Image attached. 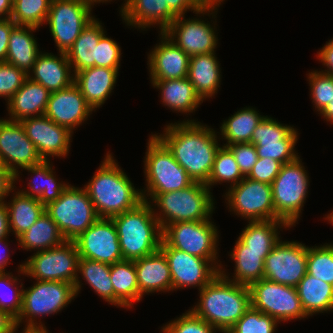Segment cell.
Here are the masks:
<instances>
[{
	"instance_id": "1",
	"label": "cell",
	"mask_w": 333,
	"mask_h": 333,
	"mask_svg": "<svg viewBox=\"0 0 333 333\" xmlns=\"http://www.w3.org/2000/svg\"><path fill=\"white\" fill-rule=\"evenodd\" d=\"M194 119L169 123L163 134H155L172 152L194 182L206 183L221 147L214 128ZM159 134V135H158ZM219 139V140H218Z\"/></svg>"
},
{
	"instance_id": "2",
	"label": "cell",
	"mask_w": 333,
	"mask_h": 333,
	"mask_svg": "<svg viewBox=\"0 0 333 333\" xmlns=\"http://www.w3.org/2000/svg\"><path fill=\"white\" fill-rule=\"evenodd\" d=\"M101 162L92 179L84 185L99 218L111 219L143 202L141 189H135L110 151Z\"/></svg>"
},
{
	"instance_id": "3",
	"label": "cell",
	"mask_w": 333,
	"mask_h": 333,
	"mask_svg": "<svg viewBox=\"0 0 333 333\" xmlns=\"http://www.w3.org/2000/svg\"><path fill=\"white\" fill-rule=\"evenodd\" d=\"M190 310L218 331H229L251 306L249 286L226 279L221 273L199 291Z\"/></svg>"
},
{
	"instance_id": "4",
	"label": "cell",
	"mask_w": 333,
	"mask_h": 333,
	"mask_svg": "<svg viewBox=\"0 0 333 333\" xmlns=\"http://www.w3.org/2000/svg\"><path fill=\"white\" fill-rule=\"evenodd\" d=\"M210 191L205 183L194 182L182 190L142 193V197L143 201L151 203L154 215L163 229L172 223L211 219L215 201Z\"/></svg>"
},
{
	"instance_id": "5",
	"label": "cell",
	"mask_w": 333,
	"mask_h": 333,
	"mask_svg": "<svg viewBox=\"0 0 333 333\" xmlns=\"http://www.w3.org/2000/svg\"><path fill=\"white\" fill-rule=\"evenodd\" d=\"M111 219L117 230L123 260L135 261L160 249L162 229L151 203L143 201L136 208Z\"/></svg>"
},
{
	"instance_id": "6",
	"label": "cell",
	"mask_w": 333,
	"mask_h": 333,
	"mask_svg": "<svg viewBox=\"0 0 333 333\" xmlns=\"http://www.w3.org/2000/svg\"><path fill=\"white\" fill-rule=\"evenodd\" d=\"M76 296L74 284L68 282L36 280L28 289L23 287L22 308L15 319L17 328L24 323L23 329H47L37 318L61 312Z\"/></svg>"
},
{
	"instance_id": "7",
	"label": "cell",
	"mask_w": 333,
	"mask_h": 333,
	"mask_svg": "<svg viewBox=\"0 0 333 333\" xmlns=\"http://www.w3.org/2000/svg\"><path fill=\"white\" fill-rule=\"evenodd\" d=\"M147 145L143 161L146 187L141 189V193H168L185 189L194 183L155 134L150 135Z\"/></svg>"
},
{
	"instance_id": "8",
	"label": "cell",
	"mask_w": 333,
	"mask_h": 333,
	"mask_svg": "<svg viewBox=\"0 0 333 333\" xmlns=\"http://www.w3.org/2000/svg\"><path fill=\"white\" fill-rule=\"evenodd\" d=\"M80 256L73 241H64L51 249L36 251L22 263L24 275L38 281H60L74 284L79 295L82 284L78 274Z\"/></svg>"
},
{
	"instance_id": "9",
	"label": "cell",
	"mask_w": 333,
	"mask_h": 333,
	"mask_svg": "<svg viewBox=\"0 0 333 333\" xmlns=\"http://www.w3.org/2000/svg\"><path fill=\"white\" fill-rule=\"evenodd\" d=\"M300 156L281 166L271 184L275 214L290 227L296 226L306 203L309 176Z\"/></svg>"
},
{
	"instance_id": "10",
	"label": "cell",
	"mask_w": 333,
	"mask_h": 333,
	"mask_svg": "<svg viewBox=\"0 0 333 333\" xmlns=\"http://www.w3.org/2000/svg\"><path fill=\"white\" fill-rule=\"evenodd\" d=\"M212 219L169 224L162 229L160 246H171L188 254L210 260L219 270V231ZM220 262V263H218Z\"/></svg>"
},
{
	"instance_id": "11",
	"label": "cell",
	"mask_w": 333,
	"mask_h": 333,
	"mask_svg": "<svg viewBox=\"0 0 333 333\" xmlns=\"http://www.w3.org/2000/svg\"><path fill=\"white\" fill-rule=\"evenodd\" d=\"M45 212L67 241L75 240L99 219L85 188L71 184L56 201L45 206Z\"/></svg>"
},
{
	"instance_id": "12",
	"label": "cell",
	"mask_w": 333,
	"mask_h": 333,
	"mask_svg": "<svg viewBox=\"0 0 333 333\" xmlns=\"http://www.w3.org/2000/svg\"><path fill=\"white\" fill-rule=\"evenodd\" d=\"M90 0H52L45 23L58 52L66 53L82 30L95 18Z\"/></svg>"
},
{
	"instance_id": "13",
	"label": "cell",
	"mask_w": 333,
	"mask_h": 333,
	"mask_svg": "<svg viewBox=\"0 0 333 333\" xmlns=\"http://www.w3.org/2000/svg\"><path fill=\"white\" fill-rule=\"evenodd\" d=\"M228 188L224 198L232 214L248 222L281 220L275 214L271 185L244 177Z\"/></svg>"
},
{
	"instance_id": "14",
	"label": "cell",
	"mask_w": 333,
	"mask_h": 333,
	"mask_svg": "<svg viewBox=\"0 0 333 333\" xmlns=\"http://www.w3.org/2000/svg\"><path fill=\"white\" fill-rule=\"evenodd\" d=\"M250 289L251 306L281 321L304 319L305 314L295 287L286 286L266 279L252 283Z\"/></svg>"
},
{
	"instance_id": "15",
	"label": "cell",
	"mask_w": 333,
	"mask_h": 333,
	"mask_svg": "<svg viewBox=\"0 0 333 333\" xmlns=\"http://www.w3.org/2000/svg\"><path fill=\"white\" fill-rule=\"evenodd\" d=\"M307 253L302 242L281 239L264 260L263 278L296 288L307 273Z\"/></svg>"
},
{
	"instance_id": "16",
	"label": "cell",
	"mask_w": 333,
	"mask_h": 333,
	"mask_svg": "<svg viewBox=\"0 0 333 333\" xmlns=\"http://www.w3.org/2000/svg\"><path fill=\"white\" fill-rule=\"evenodd\" d=\"M293 127L264 116L251 137L258 158H270L282 165L296 160L299 157L295 149L299 133Z\"/></svg>"
},
{
	"instance_id": "17",
	"label": "cell",
	"mask_w": 333,
	"mask_h": 333,
	"mask_svg": "<svg viewBox=\"0 0 333 333\" xmlns=\"http://www.w3.org/2000/svg\"><path fill=\"white\" fill-rule=\"evenodd\" d=\"M0 160L15 175V181L20 179L19 169L35 166L43 161L19 121L0 119Z\"/></svg>"
},
{
	"instance_id": "18",
	"label": "cell",
	"mask_w": 333,
	"mask_h": 333,
	"mask_svg": "<svg viewBox=\"0 0 333 333\" xmlns=\"http://www.w3.org/2000/svg\"><path fill=\"white\" fill-rule=\"evenodd\" d=\"M167 258L172 279V291L198 287L200 291L220 270L208 259L188 254L171 246H160Z\"/></svg>"
},
{
	"instance_id": "19",
	"label": "cell",
	"mask_w": 333,
	"mask_h": 333,
	"mask_svg": "<svg viewBox=\"0 0 333 333\" xmlns=\"http://www.w3.org/2000/svg\"><path fill=\"white\" fill-rule=\"evenodd\" d=\"M73 242L80 258L109 265L123 260L117 230L112 219L99 218Z\"/></svg>"
},
{
	"instance_id": "20",
	"label": "cell",
	"mask_w": 333,
	"mask_h": 333,
	"mask_svg": "<svg viewBox=\"0 0 333 333\" xmlns=\"http://www.w3.org/2000/svg\"><path fill=\"white\" fill-rule=\"evenodd\" d=\"M185 18V15L178 16L163 33L189 56L216 52V22Z\"/></svg>"
},
{
	"instance_id": "21",
	"label": "cell",
	"mask_w": 333,
	"mask_h": 333,
	"mask_svg": "<svg viewBox=\"0 0 333 333\" xmlns=\"http://www.w3.org/2000/svg\"><path fill=\"white\" fill-rule=\"evenodd\" d=\"M20 123L42 160L48 161L56 156L65 158L68 155L73 135L68 128L56 124L45 115L26 118Z\"/></svg>"
},
{
	"instance_id": "22",
	"label": "cell",
	"mask_w": 333,
	"mask_h": 333,
	"mask_svg": "<svg viewBox=\"0 0 333 333\" xmlns=\"http://www.w3.org/2000/svg\"><path fill=\"white\" fill-rule=\"evenodd\" d=\"M93 111L78 86L73 83L65 89L50 93L44 115L74 133L73 130L87 121Z\"/></svg>"
},
{
	"instance_id": "23",
	"label": "cell",
	"mask_w": 333,
	"mask_h": 333,
	"mask_svg": "<svg viewBox=\"0 0 333 333\" xmlns=\"http://www.w3.org/2000/svg\"><path fill=\"white\" fill-rule=\"evenodd\" d=\"M161 36V37H160ZM160 41L148 53L150 80L186 78L190 56L172 42L163 32Z\"/></svg>"
},
{
	"instance_id": "24",
	"label": "cell",
	"mask_w": 333,
	"mask_h": 333,
	"mask_svg": "<svg viewBox=\"0 0 333 333\" xmlns=\"http://www.w3.org/2000/svg\"><path fill=\"white\" fill-rule=\"evenodd\" d=\"M120 15L125 25L141 30L159 26L160 33L178 17L166 0H124Z\"/></svg>"
},
{
	"instance_id": "25",
	"label": "cell",
	"mask_w": 333,
	"mask_h": 333,
	"mask_svg": "<svg viewBox=\"0 0 333 333\" xmlns=\"http://www.w3.org/2000/svg\"><path fill=\"white\" fill-rule=\"evenodd\" d=\"M55 55L42 51L28 73V78L40 83L50 92L65 89L74 83L75 74L66 53ZM72 73V74H71Z\"/></svg>"
},
{
	"instance_id": "26",
	"label": "cell",
	"mask_w": 333,
	"mask_h": 333,
	"mask_svg": "<svg viewBox=\"0 0 333 333\" xmlns=\"http://www.w3.org/2000/svg\"><path fill=\"white\" fill-rule=\"evenodd\" d=\"M139 286V301L145 294L172 291L169 264L159 249L153 254L134 261Z\"/></svg>"
},
{
	"instance_id": "27",
	"label": "cell",
	"mask_w": 333,
	"mask_h": 333,
	"mask_svg": "<svg viewBox=\"0 0 333 333\" xmlns=\"http://www.w3.org/2000/svg\"><path fill=\"white\" fill-rule=\"evenodd\" d=\"M119 71L106 67H91L75 73L74 83L87 103L96 112L110 97Z\"/></svg>"
},
{
	"instance_id": "28",
	"label": "cell",
	"mask_w": 333,
	"mask_h": 333,
	"mask_svg": "<svg viewBox=\"0 0 333 333\" xmlns=\"http://www.w3.org/2000/svg\"><path fill=\"white\" fill-rule=\"evenodd\" d=\"M239 233L232 251H254L269 254L281 240L280 229L291 227L282 220L248 222ZM288 228V229H287Z\"/></svg>"
},
{
	"instance_id": "29",
	"label": "cell",
	"mask_w": 333,
	"mask_h": 333,
	"mask_svg": "<svg viewBox=\"0 0 333 333\" xmlns=\"http://www.w3.org/2000/svg\"><path fill=\"white\" fill-rule=\"evenodd\" d=\"M50 93L40 83L27 77L21 88L6 102L8 119L20 122L44 115Z\"/></svg>"
},
{
	"instance_id": "30",
	"label": "cell",
	"mask_w": 333,
	"mask_h": 333,
	"mask_svg": "<svg viewBox=\"0 0 333 333\" xmlns=\"http://www.w3.org/2000/svg\"><path fill=\"white\" fill-rule=\"evenodd\" d=\"M215 52L190 56L187 78L204 101L217 94L221 68Z\"/></svg>"
},
{
	"instance_id": "31",
	"label": "cell",
	"mask_w": 333,
	"mask_h": 333,
	"mask_svg": "<svg viewBox=\"0 0 333 333\" xmlns=\"http://www.w3.org/2000/svg\"><path fill=\"white\" fill-rule=\"evenodd\" d=\"M150 81L154 88L160 90L162 104L176 113L190 115L203 103L187 77Z\"/></svg>"
},
{
	"instance_id": "32",
	"label": "cell",
	"mask_w": 333,
	"mask_h": 333,
	"mask_svg": "<svg viewBox=\"0 0 333 333\" xmlns=\"http://www.w3.org/2000/svg\"><path fill=\"white\" fill-rule=\"evenodd\" d=\"M50 163V160H43L38 165L22 169V171H28L31 177L32 175L34 177L28 182V189L18 190L25 196L38 199L44 206L56 201L61 196V193L70 185L56 179V175H54L56 174L54 172L55 169H53V164ZM40 180L42 181L41 183L39 182Z\"/></svg>"
},
{
	"instance_id": "33",
	"label": "cell",
	"mask_w": 333,
	"mask_h": 333,
	"mask_svg": "<svg viewBox=\"0 0 333 333\" xmlns=\"http://www.w3.org/2000/svg\"><path fill=\"white\" fill-rule=\"evenodd\" d=\"M38 29L34 26L16 25L10 32L5 62L23 70L27 75L42 52L33 35Z\"/></svg>"
},
{
	"instance_id": "34",
	"label": "cell",
	"mask_w": 333,
	"mask_h": 333,
	"mask_svg": "<svg viewBox=\"0 0 333 333\" xmlns=\"http://www.w3.org/2000/svg\"><path fill=\"white\" fill-rule=\"evenodd\" d=\"M106 33L101 21L94 18L81 32L66 52L74 74L96 66V47L101 36Z\"/></svg>"
},
{
	"instance_id": "35",
	"label": "cell",
	"mask_w": 333,
	"mask_h": 333,
	"mask_svg": "<svg viewBox=\"0 0 333 333\" xmlns=\"http://www.w3.org/2000/svg\"><path fill=\"white\" fill-rule=\"evenodd\" d=\"M11 201H5L10 233L17 239L25 233L45 212V206L36 198L13 190Z\"/></svg>"
},
{
	"instance_id": "36",
	"label": "cell",
	"mask_w": 333,
	"mask_h": 333,
	"mask_svg": "<svg viewBox=\"0 0 333 333\" xmlns=\"http://www.w3.org/2000/svg\"><path fill=\"white\" fill-rule=\"evenodd\" d=\"M297 292L305 314L333 312V285L315 278L308 273L298 283Z\"/></svg>"
},
{
	"instance_id": "37",
	"label": "cell",
	"mask_w": 333,
	"mask_h": 333,
	"mask_svg": "<svg viewBox=\"0 0 333 333\" xmlns=\"http://www.w3.org/2000/svg\"><path fill=\"white\" fill-rule=\"evenodd\" d=\"M110 276L114 288V306L130 309L135 302H139L134 261L122 260L111 264Z\"/></svg>"
},
{
	"instance_id": "38",
	"label": "cell",
	"mask_w": 333,
	"mask_h": 333,
	"mask_svg": "<svg viewBox=\"0 0 333 333\" xmlns=\"http://www.w3.org/2000/svg\"><path fill=\"white\" fill-rule=\"evenodd\" d=\"M258 112L256 108L248 106L238 110L228 119L223 120L220 132H218L221 135L220 140H226V143L222 146L251 143L252 134L264 117Z\"/></svg>"
},
{
	"instance_id": "39",
	"label": "cell",
	"mask_w": 333,
	"mask_h": 333,
	"mask_svg": "<svg viewBox=\"0 0 333 333\" xmlns=\"http://www.w3.org/2000/svg\"><path fill=\"white\" fill-rule=\"evenodd\" d=\"M64 241L57 224L46 212L17 239L18 246L27 251L51 249Z\"/></svg>"
},
{
	"instance_id": "40",
	"label": "cell",
	"mask_w": 333,
	"mask_h": 333,
	"mask_svg": "<svg viewBox=\"0 0 333 333\" xmlns=\"http://www.w3.org/2000/svg\"><path fill=\"white\" fill-rule=\"evenodd\" d=\"M269 254L254 251H231L230 258L235 262L233 279L220 269V273L228 280L240 285L250 286L252 283L263 279L264 260Z\"/></svg>"
},
{
	"instance_id": "41",
	"label": "cell",
	"mask_w": 333,
	"mask_h": 333,
	"mask_svg": "<svg viewBox=\"0 0 333 333\" xmlns=\"http://www.w3.org/2000/svg\"><path fill=\"white\" fill-rule=\"evenodd\" d=\"M78 273L99 297L114 305V288L110 276V265L96 260L80 258Z\"/></svg>"
},
{
	"instance_id": "42",
	"label": "cell",
	"mask_w": 333,
	"mask_h": 333,
	"mask_svg": "<svg viewBox=\"0 0 333 333\" xmlns=\"http://www.w3.org/2000/svg\"><path fill=\"white\" fill-rule=\"evenodd\" d=\"M244 177L232 152L221 145L216 153L211 174L205 184L210 190L217 183H230L229 187H231L237 185Z\"/></svg>"
},
{
	"instance_id": "43",
	"label": "cell",
	"mask_w": 333,
	"mask_h": 333,
	"mask_svg": "<svg viewBox=\"0 0 333 333\" xmlns=\"http://www.w3.org/2000/svg\"><path fill=\"white\" fill-rule=\"evenodd\" d=\"M52 0H13L11 19L16 25L40 28L45 24Z\"/></svg>"
},
{
	"instance_id": "44",
	"label": "cell",
	"mask_w": 333,
	"mask_h": 333,
	"mask_svg": "<svg viewBox=\"0 0 333 333\" xmlns=\"http://www.w3.org/2000/svg\"><path fill=\"white\" fill-rule=\"evenodd\" d=\"M17 272L18 276L16 277L12 272L0 273V310L9 313L15 319L19 316L22 308L23 283L18 278L19 273L24 276L22 264L18 265Z\"/></svg>"
},
{
	"instance_id": "45",
	"label": "cell",
	"mask_w": 333,
	"mask_h": 333,
	"mask_svg": "<svg viewBox=\"0 0 333 333\" xmlns=\"http://www.w3.org/2000/svg\"><path fill=\"white\" fill-rule=\"evenodd\" d=\"M307 273L333 285V243L308 246Z\"/></svg>"
},
{
	"instance_id": "46",
	"label": "cell",
	"mask_w": 333,
	"mask_h": 333,
	"mask_svg": "<svg viewBox=\"0 0 333 333\" xmlns=\"http://www.w3.org/2000/svg\"><path fill=\"white\" fill-rule=\"evenodd\" d=\"M276 319L250 306L244 315L229 330L231 333H274Z\"/></svg>"
},
{
	"instance_id": "47",
	"label": "cell",
	"mask_w": 333,
	"mask_h": 333,
	"mask_svg": "<svg viewBox=\"0 0 333 333\" xmlns=\"http://www.w3.org/2000/svg\"><path fill=\"white\" fill-rule=\"evenodd\" d=\"M310 96L315 110L320 112L333 97V75L313 70L308 74Z\"/></svg>"
},
{
	"instance_id": "48",
	"label": "cell",
	"mask_w": 333,
	"mask_h": 333,
	"mask_svg": "<svg viewBox=\"0 0 333 333\" xmlns=\"http://www.w3.org/2000/svg\"><path fill=\"white\" fill-rule=\"evenodd\" d=\"M165 325V326H164ZM161 327L162 333H215L212 325L196 316L190 309Z\"/></svg>"
},
{
	"instance_id": "49",
	"label": "cell",
	"mask_w": 333,
	"mask_h": 333,
	"mask_svg": "<svg viewBox=\"0 0 333 333\" xmlns=\"http://www.w3.org/2000/svg\"><path fill=\"white\" fill-rule=\"evenodd\" d=\"M169 8L177 15L183 16L187 11H193L194 14L209 17L212 15L216 21L218 8L224 0H166Z\"/></svg>"
},
{
	"instance_id": "50",
	"label": "cell",
	"mask_w": 333,
	"mask_h": 333,
	"mask_svg": "<svg viewBox=\"0 0 333 333\" xmlns=\"http://www.w3.org/2000/svg\"><path fill=\"white\" fill-rule=\"evenodd\" d=\"M28 75L16 66L0 62V97L7 102L23 85Z\"/></svg>"
},
{
	"instance_id": "51",
	"label": "cell",
	"mask_w": 333,
	"mask_h": 333,
	"mask_svg": "<svg viewBox=\"0 0 333 333\" xmlns=\"http://www.w3.org/2000/svg\"><path fill=\"white\" fill-rule=\"evenodd\" d=\"M103 34L96 47V66L120 69L121 47L111 37Z\"/></svg>"
},
{
	"instance_id": "52",
	"label": "cell",
	"mask_w": 333,
	"mask_h": 333,
	"mask_svg": "<svg viewBox=\"0 0 333 333\" xmlns=\"http://www.w3.org/2000/svg\"><path fill=\"white\" fill-rule=\"evenodd\" d=\"M233 154L241 173L246 177L258 160L255 145L252 143H237L226 146Z\"/></svg>"
},
{
	"instance_id": "53",
	"label": "cell",
	"mask_w": 333,
	"mask_h": 333,
	"mask_svg": "<svg viewBox=\"0 0 333 333\" xmlns=\"http://www.w3.org/2000/svg\"><path fill=\"white\" fill-rule=\"evenodd\" d=\"M282 164L270 158H258L251 172L246 176L251 180L271 185L280 172Z\"/></svg>"
},
{
	"instance_id": "54",
	"label": "cell",
	"mask_w": 333,
	"mask_h": 333,
	"mask_svg": "<svg viewBox=\"0 0 333 333\" xmlns=\"http://www.w3.org/2000/svg\"><path fill=\"white\" fill-rule=\"evenodd\" d=\"M15 26L11 18L0 17V62L6 61L10 32Z\"/></svg>"
},
{
	"instance_id": "55",
	"label": "cell",
	"mask_w": 333,
	"mask_h": 333,
	"mask_svg": "<svg viewBox=\"0 0 333 333\" xmlns=\"http://www.w3.org/2000/svg\"><path fill=\"white\" fill-rule=\"evenodd\" d=\"M15 175L6 167L0 168V202L6 201V197L16 189Z\"/></svg>"
},
{
	"instance_id": "56",
	"label": "cell",
	"mask_w": 333,
	"mask_h": 333,
	"mask_svg": "<svg viewBox=\"0 0 333 333\" xmlns=\"http://www.w3.org/2000/svg\"><path fill=\"white\" fill-rule=\"evenodd\" d=\"M317 54V59H319L322 65L327 69L321 70V72L333 75V39L326 42L322 49H319Z\"/></svg>"
},
{
	"instance_id": "57",
	"label": "cell",
	"mask_w": 333,
	"mask_h": 333,
	"mask_svg": "<svg viewBox=\"0 0 333 333\" xmlns=\"http://www.w3.org/2000/svg\"><path fill=\"white\" fill-rule=\"evenodd\" d=\"M15 331H18L15 318L0 310V333H14Z\"/></svg>"
},
{
	"instance_id": "58",
	"label": "cell",
	"mask_w": 333,
	"mask_h": 333,
	"mask_svg": "<svg viewBox=\"0 0 333 333\" xmlns=\"http://www.w3.org/2000/svg\"><path fill=\"white\" fill-rule=\"evenodd\" d=\"M10 233L8 211L5 201L0 202V239L8 238Z\"/></svg>"
},
{
	"instance_id": "59",
	"label": "cell",
	"mask_w": 333,
	"mask_h": 333,
	"mask_svg": "<svg viewBox=\"0 0 333 333\" xmlns=\"http://www.w3.org/2000/svg\"><path fill=\"white\" fill-rule=\"evenodd\" d=\"M8 242L9 240L7 238H2L0 239V248L2 247L4 250L0 253V273H6L8 271L6 270V267L8 265L9 262V258H10V254H9V247H8ZM2 248L0 250H2ZM6 250V251H5ZM6 252V253H4ZM8 252V253H7Z\"/></svg>"
},
{
	"instance_id": "60",
	"label": "cell",
	"mask_w": 333,
	"mask_h": 333,
	"mask_svg": "<svg viewBox=\"0 0 333 333\" xmlns=\"http://www.w3.org/2000/svg\"><path fill=\"white\" fill-rule=\"evenodd\" d=\"M13 10V0H0V17L10 18Z\"/></svg>"
},
{
	"instance_id": "61",
	"label": "cell",
	"mask_w": 333,
	"mask_h": 333,
	"mask_svg": "<svg viewBox=\"0 0 333 333\" xmlns=\"http://www.w3.org/2000/svg\"><path fill=\"white\" fill-rule=\"evenodd\" d=\"M320 114L324 120L326 119L329 124L333 125V97L330 102L318 113Z\"/></svg>"
},
{
	"instance_id": "62",
	"label": "cell",
	"mask_w": 333,
	"mask_h": 333,
	"mask_svg": "<svg viewBox=\"0 0 333 333\" xmlns=\"http://www.w3.org/2000/svg\"><path fill=\"white\" fill-rule=\"evenodd\" d=\"M23 331L21 333H49L48 332V329H37V330H34V329H22ZM14 333H17L16 331Z\"/></svg>"
},
{
	"instance_id": "63",
	"label": "cell",
	"mask_w": 333,
	"mask_h": 333,
	"mask_svg": "<svg viewBox=\"0 0 333 333\" xmlns=\"http://www.w3.org/2000/svg\"><path fill=\"white\" fill-rule=\"evenodd\" d=\"M326 216V217H325ZM325 216H324V219L325 220H328L329 221V223L331 224H333V210H332V212H330L329 214L327 213V215L325 214Z\"/></svg>"
},
{
	"instance_id": "64",
	"label": "cell",
	"mask_w": 333,
	"mask_h": 333,
	"mask_svg": "<svg viewBox=\"0 0 333 333\" xmlns=\"http://www.w3.org/2000/svg\"><path fill=\"white\" fill-rule=\"evenodd\" d=\"M91 2H93L94 4H100V3H107V2H111L113 0H90Z\"/></svg>"
},
{
	"instance_id": "65",
	"label": "cell",
	"mask_w": 333,
	"mask_h": 333,
	"mask_svg": "<svg viewBox=\"0 0 333 333\" xmlns=\"http://www.w3.org/2000/svg\"><path fill=\"white\" fill-rule=\"evenodd\" d=\"M221 333H231V331H219Z\"/></svg>"
}]
</instances>
